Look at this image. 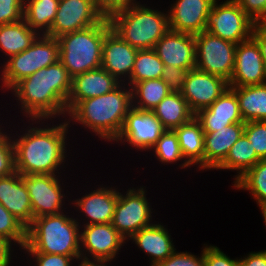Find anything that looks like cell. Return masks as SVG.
<instances>
[{
    "label": "cell",
    "mask_w": 266,
    "mask_h": 266,
    "mask_svg": "<svg viewBox=\"0 0 266 266\" xmlns=\"http://www.w3.org/2000/svg\"><path fill=\"white\" fill-rule=\"evenodd\" d=\"M71 84L72 77L58 61L21 79L10 90L20 101L22 113L32 122L35 120L33 123H38L60 115L66 117Z\"/></svg>",
    "instance_id": "6da1fadb"
},
{
    "label": "cell",
    "mask_w": 266,
    "mask_h": 266,
    "mask_svg": "<svg viewBox=\"0 0 266 266\" xmlns=\"http://www.w3.org/2000/svg\"><path fill=\"white\" fill-rule=\"evenodd\" d=\"M27 127L25 134L12 140L14 147L15 171L22 175L59 174L64 164L66 138L70 123L64 120L59 125ZM58 168V169H57ZM57 171V172H56ZM56 172V173H55Z\"/></svg>",
    "instance_id": "7a4b0ae2"
},
{
    "label": "cell",
    "mask_w": 266,
    "mask_h": 266,
    "mask_svg": "<svg viewBox=\"0 0 266 266\" xmlns=\"http://www.w3.org/2000/svg\"><path fill=\"white\" fill-rule=\"evenodd\" d=\"M125 86L121 83L109 93L80 101L67 114L70 116L68 123L73 120L91 129L104 141L114 142L122 130L125 116L132 108V89Z\"/></svg>",
    "instance_id": "3957f363"
},
{
    "label": "cell",
    "mask_w": 266,
    "mask_h": 266,
    "mask_svg": "<svg viewBox=\"0 0 266 266\" xmlns=\"http://www.w3.org/2000/svg\"><path fill=\"white\" fill-rule=\"evenodd\" d=\"M80 222L63 212L33 219L27 228V241L23 249L28 253H47L72 256L79 261Z\"/></svg>",
    "instance_id": "277c9868"
},
{
    "label": "cell",
    "mask_w": 266,
    "mask_h": 266,
    "mask_svg": "<svg viewBox=\"0 0 266 266\" xmlns=\"http://www.w3.org/2000/svg\"><path fill=\"white\" fill-rule=\"evenodd\" d=\"M108 19L111 29L138 50L153 49L169 31L168 13L145 7L139 2Z\"/></svg>",
    "instance_id": "5b68a950"
},
{
    "label": "cell",
    "mask_w": 266,
    "mask_h": 266,
    "mask_svg": "<svg viewBox=\"0 0 266 266\" xmlns=\"http://www.w3.org/2000/svg\"><path fill=\"white\" fill-rule=\"evenodd\" d=\"M111 29L108 18L83 30L58 37L59 61L70 76L83 74L101 67L102 45L106 33Z\"/></svg>",
    "instance_id": "8992f818"
},
{
    "label": "cell",
    "mask_w": 266,
    "mask_h": 266,
    "mask_svg": "<svg viewBox=\"0 0 266 266\" xmlns=\"http://www.w3.org/2000/svg\"><path fill=\"white\" fill-rule=\"evenodd\" d=\"M42 35V36H41ZM59 61V41L40 34L25 51L4 62L1 74L2 86L10 90L21 79Z\"/></svg>",
    "instance_id": "52a82bcc"
},
{
    "label": "cell",
    "mask_w": 266,
    "mask_h": 266,
    "mask_svg": "<svg viewBox=\"0 0 266 266\" xmlns=\"http://www.w3.org/2000/svg\"><path fill=\"white\" fill-rule=\"evenodd\" d=\"M236 47L237 44L204 30L195 35V68L229 82L234 70Z\"/></svg>",
    "instance_id": "ba28073f"
},
{
    "label": "cell",
    "mask_w": 266,
    "mask_h": 266,
    "mask_svg": "<svg viewBox=\"0 0 266 266\" xmlns=\"http://www.w3.org/2000/svg\"><path fill=\"white\" fill-rule=\"evenodd\" d=\"M255 25L234 0H227L219 5L216 0L208 17L206 31L223 40L239 44L252 37Z\"/></svg>",
    "instance_id": "9c48e42d"
},
{
    "label": "cell",
    "mask_w": 266,
    "mask_h": 266,
    "mask_svg": "<svg viewBox=\"0 0 266 266\" xmlns=\"http://www.w3.org/2000/svg\"><path fill=\"white\" fill-rule=\"evenodd\" d=\"M151 210L144 187H130L126 195L118 193L112 226L128 241L133 234L153 224L150 223L153 213Z\"/></svg>",
    "instance_id": "30bf717a"
},
{
    "label": "cell",
    "mask_w": 266,
    "mask_h": 266,
    "mask_svg": "<svg viewBox=\"0 0 266 266\" xmlns=\"http://www.w3.org/2000/svg\"><path fill=\"white\" fill-rule=\"evenodd\" d=\"M105 17L94 0H60L55 20L45 34L58 38L100 23Z\"/></svg>",
    "instance_id": "8fae6325"
},
{
    "label": "cell",
    "mask_w": 266,
    "mask_h": 266,
    "mask_svg": "<svg viewBox=\"0 0 266 266\" xmlns=\"http://www.w3.org/2000/svg\"><path fill=\"white\" fill-rule=\"evenodd\" d=\"M57 177V175L49 174H21L23 183L29 193L33 219L63 212L62 205L64 204L65 193L63 195L62 186Z\"/></svg>",
    "instance_id": "7c38bea8"
},
{
    "label": "cell",
    "mask_w": 266,
    "mask_h": 266,
    "mask_svg": "<svg viewBox=\"0 0 266 266\" xmlns=\"http://www.w3.org/2000/svg\"><path fill=\"white\" fill-rule=\"evenodd\" d=\"M166 131L152 111L131 108L116 142H127L137 150H151ZM123 140V141H122Z\"/></svg>",
    "instance_id": "4fadbf2b"
},
{
    "label": "cell",
    "mask_w": 266,
    "mask_h": 266,
    "mask_svg": "<svg viewBox=\"0 0 266 266\" xmlns=\"http://www.w3.org/2000/svg\"><path fill=\"white\" fill-rule=\"evenodd\" d=\"M82 227L84 231L80 232V251L81 259L84 260L92 258L93 260L112 261L126 241L112 226V223L83 225Z\"/></svg>",
    "instance_id": "5bb4252c"
},
{
    "label": "cell",
    "mask_w": 266,
    "mask_h": 266,
    "mask_svg": "<svg viewBox=\"0 0 266 266\" xmlns=\"http://www.w3.org/2000/svg\"><path fill=\"white\" fill-rule=\"evenodd\" d=\"M228 88L229 82L223 78L194 68L188 72L181 94L196 114L209 107Z\"/></svg>",
    "instance_id": "9a60e30c"
},
{
    "label": "cell",
    "mask_w": 266,
    "mask_h": 266,
    "mask_svg": "<svg viewBox=\"0 0 266 266\" xmlns=\"http://www.w3.org/2000/svg\"><path fill=\"white\" fill-rule=\"evenodd\" d=\"M266 83V67L257 42L251 37L237 44L235 65L229 87L261 85Z\"/></svg>",
    "instance_id": "2e32d148"
},
{
    "label": "cell",
    "mask_w": 266,
    "mask_h": 266,
    "mask_svg": "<svg viewBox=\"0 0 266 266\" xmlns=\"http://www.w3.org/2000/svg\"><path fill=\"white\" fill-rule=\"evenodd\" d=\"M216 0H176L168 11L169 29L197 35L206 30Z\"/></svg>",
    "instance_id": "e0dca14e"
},
{
    "label": "cell",
    "mask_w": 266,
    "mask_h": 266,
    "mask_svg": "<svg viewBox=\"0 0 266 266\" xmlns=\"http://www.w3.org/2000/svg\"><path fill=\"white\" fill-rule=\"evenodd\" d=\"M137 51L138 49L132 47L110 29L106 33L102 45L101 68L124 84V80H129L131 77Z\"/></svg>",
    "instance_id": "ac0fdd59"
},
{
    "label": "cell",
    "mask_w": 266,
    "mask_h": 266,
    "mask_svg": "<svg viewBox=\"0 0 266 266\" xmlns=\"http://www.w3.org/2000/svg\"><path fill=\"white\" fill-rule=\"evenodd\" d=\"M153 50L164 65H172L185 70L195 68V35L169 29L154 45Z\"/></svg>",
    "instance_id": "d6986e66"
},
{
    "label": "cell",
    "mask_w": 266,
    "mask_h": 266,
    "mask_svg": "<svg viewBox=\"0 0 266 266\" xmlns=\"http://www.w3.org/2000/svg\"><path fill=\"white\" fill-rule=\"evenodd\" d=\"M120 84L113 75L101 67L74 76L66 103L67 114L80 101L109 93Z\"/></svg>",
    "instance_id": "ffe728a7"
},
{
    "label": "cell",
    "mask_w": 266,
    "mask_h": 266,
    "mask_svg": "<svg viewBox=\"0 0 266 266\" xmlns=\"http://www.w3.org/2000/svg\"><path fill=\"white\" fill-rule=\"evenodd\" d=\"M195 118L204 132H215L231 124L244 122L236 94L230 88L209 107L199 110Z\"/></svg>",
    "instance_id": "44dd1931"
},
{
    "label": "cell",
    "mask_w": 266,
    "mask_h": 266,
    "mask_svg": "<svg viewBox=\"0 0 266 266\" xmlns=\"http://www.w3.org/2000/svg\"><path fill=\"white\" fill-rule=\"evenodd\" d=\"M0 204L15 216L26 228L33 222L29 193L17 171L0 177Z\"/></svg>",
    "instance_id": "7402d4cb"
},
{
    "label": "cell",
    "mask_w": 266,
    "mask_h": 266,
    "mask_svg": "<svg viewBox=\"0 0 266 266\" xmlns=\"http://www.w3.org/2000/svg\"><path fill=\"white\" fill-rule=\"evenodd\" d=\"M118 193L114 187H98L71 203L89 220L84 225L107 224L112 222Z\"/></svg>",
    "instance_id": "603a6c76"
},
{
    "label": "cell",
    "mask_w": 266,
    "mask_h": 266,
    "mask_svg": "<svg viewBox=\"0 0 266 266\" xmlns=\"http://www.w3.org/2000/svg\"><path fill=\"white\" fill-rule=\"evenodd\" d=\"M245 122L231 124L215 132H204V169H215L244 132Z\"/></svg>",
    "instance_id": "cb8c5ba5"
},
{
    "label": "cell",
    "mask_w": 266,
    "mask_h": 266,
    "mask_svg": "<svg viewBox=\"0 0 266 266\" xmlns=\"http://www.w3.org/2000/svg\"><path fill=\"white\" fill-rule=\"evenodd\" d=\"M129 240L150 256V266H156L175 252L168 230L161 224H151L133 234Z\"/></svg>",
    "instance_id": "d4e9b609"
},
{
    "label": "cell",
    "mask_w": 266,
    "mask_h": 266,
    "mask_svg": "<svg viewBox=\"0 0 266 266\" xmlns=\"http://www.w3.org/2000/svg\"><path fill=\"white\" fill-rule=\"evenodd\" d=\"M184 156L181 168L197 165L204 170V131L195 116L187 123L174 129Z\"/></svg>",
    "instance_id": "484cf974"
},
{
    "label": "cell",
    "mask_w": 266,
    "mask_h": 266,
    "mask_svg": "<svg viewBox=\"0 0 266 266\" xmlns=\"http://www.w3.org/2000/svg\"><path fill=\"white\" fill-rule=\"evenodd\" d=\"M151 111L166 130H174L195 116L182 94L174 92L162 99Z\"/></svg>",
    "instance_id": "4316f807"
},
{
    "label": "cell",
    "mask_w": 266,
    "mask_h": 266,
    "mask_svg": "<svg viewBox=\"0 0 266 266\" xmlns=\"http://www.w3.org/2000/svg\"><path fill=\"white\" fill-rule=\"evenodd\" d=\"M238 99L243 121H266V83L229 87Z\"/></svg>",
    "instance_id": "83f0119b"
},
{
    "label": "cell",
    "mask_w": 266,
    "mask_h": 266,
    "mask_svg": "<svg viewBox=\"0 0 266 266\" xmlns=\"http://www.w3.org/2000/svg\"><path fill=\"white\" fill-rule=\"evenodd\" d=\"M40 34L29 27L24 19L0 25V49L8 58L25 51Z\"/></svg>",
    "instance_id": "f1b7e54d"
},
{
    "label": "cell",
    "mask_w": 266,
    "mask_h": 266,
    "mask_svg": "<svg viewBox=\"0 0 266 266\" xmlns=\"http://www.w3.org/2000/svg\"><path fill=\"white\" fill-rule=\"evenodd\" d=\"M59 2L60 0H25L23 19L31 29L39 34H46L55 20Z\"/></svg>",
    "instance_id": "f546056e"
},
{
    "label": "cell",
    "mask_w": 266,
    "mask_h": 266,
    "mask_svg": "<svg viewBox=\"0 0 266 266\" xmlns=\"http://www.w3.org/2000/svg\"><path fill=\"white\" fill-rule=\"evenodd\" d=\"M260 160L261 159L255 153V149L251 145V142H249L248 138L242 134L232 145L226 158L215 169L238 171V174L234 177L236 181Z\"/></svg>",
    "instance_id": "4dcf8cb0"
},
{
    "label": "cell",
    "mask_w": 266,
    "mask_h": 266,
    "mask_svg": "<svg viewBox=\"0 0 266 266\" xmlns=\"http://www.w3.org/2000/svg\"><path fill=\"white\" fill-rule=\"evenodd\" d=\"M131 89L132 107L138 110L151 111L171 93L168 85L161 78L138 82Z\"/></svg>",
    "instance_id": "1f68e13d"
},
{
    "label": "cell",
    "mask_w": 266,
    "mask_h": 266,
    "mask_svg": "<svg viewBox=\"0 0 266 266\" xmlns=\"http://www.w3.org/2000/svg\"><path fill=\"white\" fill-rule=\"evenodd\" d=\"M235 188L250 191L260 209L266 207V159H261L234 181Z\"/></svg>",
    "instance_id": "d6a6232c"
},
{
    "label": "cell",
    "mask_w": 266,
    "mask_h": 266,
    "mask_svg": "<svg viewBox=\"0 0 266 266\" xmlns=\"http://www.w3.org/2000/svg\"><path fill=\"white\" fill-rule=\"evenodd\" d=\"M163 68V62L153 49L138 50L127 87L130 84L132 88L136 83L144 80L160 79Z\"/></svg>",
    "instance_id": "836d02e7"
},
{
    "label": "cell",
    "mask_w": 266,
    "mask_h": 266,
    "mask_svg": "<svg viewBox=\"0 0 266 266\" xmlns=\"http://www.w3.org/2000/svg\"><path fill=\"white\" fill-rule=\"evenodd\" d=\"M152 149H154L157 159L165 165L167 163H177V161L184 158L174 130H166Z\"/></svg>",
    "instance_id": "e575fe53"
},
{
    "label": "cell",
    "mask_w": 266,
    "mask_h": 266,
    "mask_svg": "<svg viewBox=\"0 0 266 266\" xmlns=\"http://www.w3.org/2000/svg\"><path fill=\"white\" fill-rule=\"evenodd\" d=\"M0 235L23 249L27 241V228L0 204Z\"/></svg>",
    "instance_id": "d590c367"
},
{
    "label": "cell",
    "mask_w": 266,
    "mask_h": 266,
    "mask_svg": "<svg viewBox=\"0 0 266 266\" xmlns=\"http://www.w3.org/2000/svg\"><path fill=\"white\" fill-rule=\"evenodd\" d=\"M243 134L251 142L260 159H266V121L245 122Z\"/></svg>",
    "instance_id": "8d00e7d4"
},
{
    "label": "cell",
    "mask_w": 266,
    "mask_h": 266,
    "mask_svg": "<svg viewBox=\"0 0 266 266\" xmlns=\"http://www.w3.org/2000/svg\"><path fill=\"white\" fill-rule=\"evenodd\" d=\"M11 138L6 132L0 136V177L15 172L14 147Z\"/></svg>",
    "instance_id": "74e56055"
},
{
    "label": "cell",
    "mask_w": 266,
    "mask_h": 266,
    "mask_svg": "<svg viewBox=\"0 0 266 266\" xmlns=\"http://www.w3.org/2000/svg\"><path fill=\"white\" fill-rule=\"evenodd\" d=\"M25 0H0V25L23 19Z\"/></svg>",
    "instance_id": "f35d334b"
},
{
    "label": "cell",
    "mask_w": 266,
    "mask_h": 266,
    "mask_svg": "<svg viewBox=\"0 0 266 266\" xmlns=\"http://www.w3.org/2000/svg\"><path fill=\"white\" fill-rule=\"evenodd\" d=\"M189 71L172 65H164L161 79L168 85L171 92L181 93Z\"/></svg>",
    "instance_id": "ab89813d"
},
{
    "label": "cell",
    "mask_w": 266,
    "mask_h": 266,
    "mask_svg": "<svg viewBox=\"0 0 266 266\" xmlns=\"http://www.w3.org/2000/svg\"><path fill=\"white\" fill-rule=\"evenodd\" d=\"M197 257L189 252H174L166 260L159 262L156 266H204V248Z\"/></svg>",
    "instance_id": "60d3db41"
},
{
    "label": "cell",
    "mask_w": 266,
    "mask_h": 266,
    "mask_svg": "<svg viewBox=\"0 0 266 266\" xmlns=\"http://www.w3.org/2000/svg\"><path fill=\"white\" fill-rule=\"evenodd\" d=\"M204 266H239V259H231L217 246L204 247Z\"/></svg>",
    "instance_id": "b9f144b4"
},
{
    "label": "cell",
    "mask_w": 266,
    "mask_h": 266,
    "mask_svg": "<svg viewBox=\"0 0 266 266\" xmlns=\"http://www.w3.org/2000/svg\"><path fill=\"white\" fill-rule=\"evenodd\" d=\"M234 1L256 24H260L266 18V0Z\"/></svg>",
    "instance_id": "7bdbcfd3"
},
{
    "label": "cell",
    "mask_w": 266,
    "mask_h": 266,
    "mask_svg": "<svg viewBox=\"0 0 266 266\" xmlns=\"http://www.w3.org/2000/svg\"><path fill=\"white\" fill-rule=\"evenodd\" d=\"M32 255L35 266H71L74 258L72 256H65L60 254L47 253H27ZM72 261V262H71Z\"/></svg>",
    "instance_id": "ee69618b"
},
{
    "label": "cell",
    "mask_w": 266,
    "mask_h": 266,
    "mask_svg": "<svg viewBox=\"0 0 266 266\" xmlns=\"http://www.w3.org/2000/svg\"><path fill=\"white\" fill-rule=\"evenodd\" d=\"M97 9L104 17L109 18L114 13L135 4L136 0H94Z\"/></svg>",
    "instance_id": "f6af8a7d"
},
{
    "label": "cell",
    "mask_w": 266,
    "mask_h": 266,
    "mask_svg": "<svg viewBox=\"0 0 266 266\" xmlns=\"http://www.w3.org/2000/svg\"><path fill=\"white\" fill-rule=\"evenodd\" d=\"M252 38L259 45L262 59L266 67V30L260 24H256L252 32Z\"/></svg>",
    "instance_id": "bcb514c9"
},
{
    "label": "cell",
    "mask_w": 266,
    "mask_h": 266,
    "mask_svg": "<svg viewBox=\"0 0 266 266\" xmlns=\"http://www.w3.org/2000/svg\"><path fill=\"white\" fill-rule=\"evenodd\" d=\"M13 242L0 235V266H9L11 262V246Z\"/></svg>",
    "instance_id": "7dc6e473"
},
{
    "label": "cell",
    "mask_w": 266,
    "mask_h": 266,
    "mask_svg": "<svg viewBox=\"0 0 266 266\" xmlns=\"http://www.w3.org/2000/svg\"><path fill=\"white\" fill-rule=\"evenodd\" d=\"M239 266H265V250L251 252L244 259H239Z\"/></svg>",
    "instance_id": "c3c4849f"
},
{
    "label": "cell",
    "mask_w": 266,
    "mask_h": 266,
    "mask_svg": "<svg viewBox=\"0 0 266 266\" xmlns=\"http://www.w3.org/2000/svg\"><path fill=\"white\" fill-rule=\"evenodd\" d=\"M79 261H81L80 264H78V266H107L106 264H108L107 262H111V260H84V259H80Z\"/></svg>",
    "instance_id": "681fc988"
},
{
    "label": "cell",
    "mask_w": 266,
    "mask_h": 266,
    "mask_svg": "<svg viewBox=\"0 0 266 266\" xmlns=\"http://www.w3.org/2000/svg\"><path fill=\"white\" fill-rule=\"evenodd\" d=\"M264 218L265 226H266V207L260 209Z\"/></svg>",
    "instance_id": "f907efd6"
},
{
    "label": "cell",
    "mask_w": 266,
    "mask_h": 266,
    "mask_svg": "<svg viewBox=\"0 0 266 266\" xmlns=\"http://www.w3.org/2000/svg\"><path fill=\"white\" fill-rule=\"evenodd\" d=\"M260 25L266 30V18L260 23Z\"/></svg>",
    "instance_id": "816d5d0a"
},
{
    "label": "cell",
    "mask_w": 266,
    "mask_h": 266,
    "mask_svg": "<svg viewBox=\"0 0 266 266\" xmlns=\"http://www.w3.org/2000/svg\"><path fill=\"white\" fill-rule=\"evenodd\" d=\"M265 266H266V250H265Z\"/></svg>",
    "instance_id": "f5cc1de1"
}]
</instances>
